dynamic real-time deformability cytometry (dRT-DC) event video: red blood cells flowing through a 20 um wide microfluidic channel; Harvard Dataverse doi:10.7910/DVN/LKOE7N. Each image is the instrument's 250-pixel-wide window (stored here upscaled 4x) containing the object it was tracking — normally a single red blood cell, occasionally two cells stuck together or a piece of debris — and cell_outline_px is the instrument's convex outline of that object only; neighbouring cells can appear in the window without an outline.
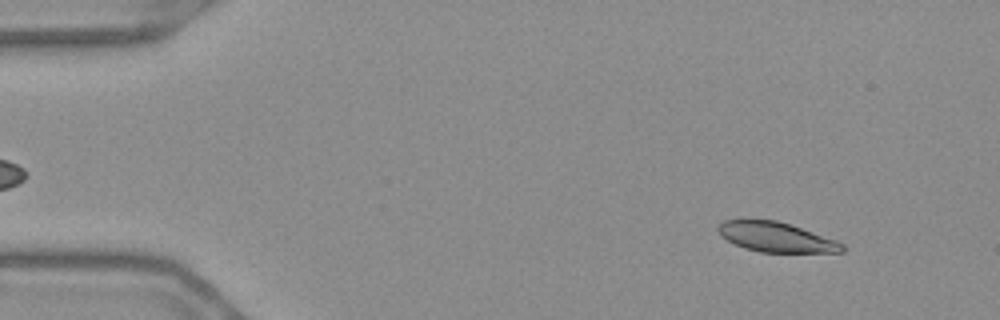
{"species": "Egyptian fruit bat (a non-hibernating species)", "species_latin": "Rousettus aegyptiacus", "temperature_condition": "warm", "stored_images_in_passage": 49, "camera_frame_rate_fps": 3000, "um_per_image_px": 0.085, "frame": {"image": 1, "passage_image": 5, "time_ms": 1.333, "image_size_px": [1000, 320], "cell_outline_px": [[844, 252], [760, 252], [744, 248], [720, 236], [716, 228], [724, 220], [776, 220], [836, 240], [844, 244]], "centroid_in_image_um": [65.95, 20.16], "position_along_channel_um": 19.1, "area_um2": 21.21}}
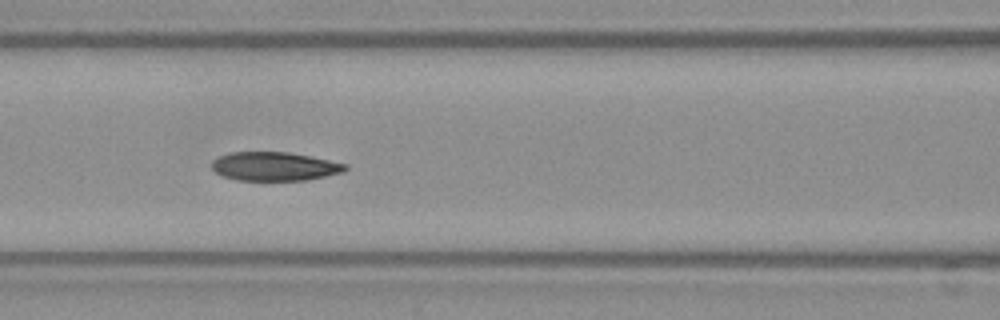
{"frame": {"image": 2, "passage_image": 23, "time_ms": 7.333, "image_size_px": [1000, 320], "cell_outline_px": [[348, 168], [344, 172], [308, 180], [236, 180], [224, 176], [216, 172], [212, 168], [212, 160], [228, 152], [288, 152], [312, 156], [348, 164]], "centroid_in_image_um": [23.37, 14.14], "position_along_channel_um": 143.2, "area_um2": 22.48}}
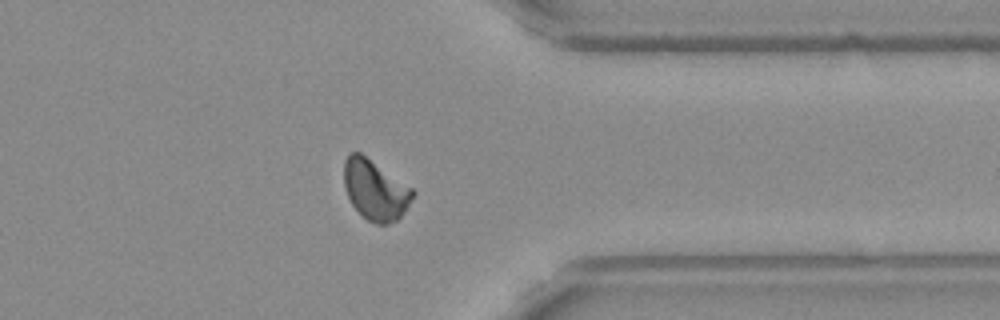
{"frame": {"image": 3, "passage_image": 43, "time_ms": 14.0, "image_size_px": [1000, 320], "cell_outline_px": [[416, 192], [400, 216], [396, 220], [388, 224], [376, 224], [368, 220], [352, 204], [348, 196], [344, 184], [344, 160], [348, 152], [360, 152], [412, 188]], "centroid_in_image_um": [31.87, 16.12], "position_along_channel_um": 379.5, "area_um2": 23.7}, "authors_computed_cell_mechanics": {"area_um2": 23.2934, "velocity_mm_per_s": 3.6628, "shape_relaxation_time_tau1_ms": null, "shape_relaxation_time_tau2_ms": 3.8495, "deformation_change_tau1": null, "deformation_change_tau2": 0.0789}}